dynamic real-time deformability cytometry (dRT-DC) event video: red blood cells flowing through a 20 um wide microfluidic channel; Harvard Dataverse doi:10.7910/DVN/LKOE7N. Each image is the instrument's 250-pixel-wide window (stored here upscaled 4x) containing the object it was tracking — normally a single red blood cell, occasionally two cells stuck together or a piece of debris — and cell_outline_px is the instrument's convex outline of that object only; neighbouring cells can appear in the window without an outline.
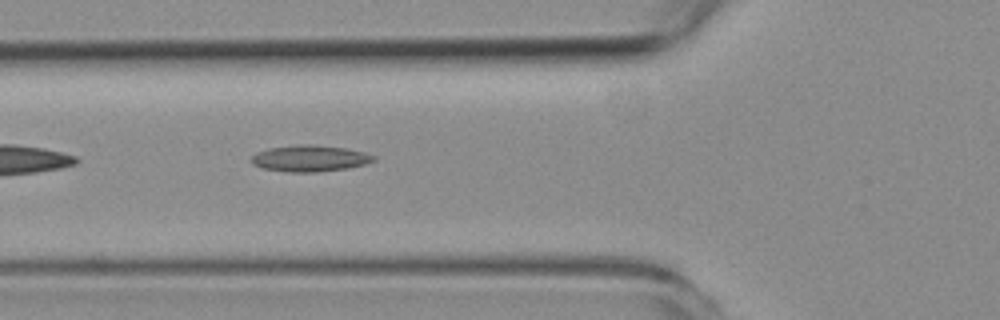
{"species": "common noctule bat (a hibernating species)", "species_latin": "Nyctalus noctula", "temperature_condition": "room temperature", "stored_images_in_passage": 41, "camera_frame_rate_fps": 3000, "um_per_image_px": 0.085, "animal": {"sex": "female", "body_mass_g": 19.3, "forearm_length_mm": 54.1}, "frame": {"image": 1, "passage_image": 5, "time_ms": 1.333, "image_size_px": [1000, 320], "cell_outline_px": [[376, 160], [364, 164], [348, 168], [316, 172], [288, 172], [260, 168], [252, 164], [252, 156], [256, 152], [268, 148], [296, 144], [312, 144], [348, 148], [364, 152], [376, 156]], "centroid_in_image_um": [26.33, 13.45], "position_along_channel_um": 99.5, "area_um2": 19.02}}
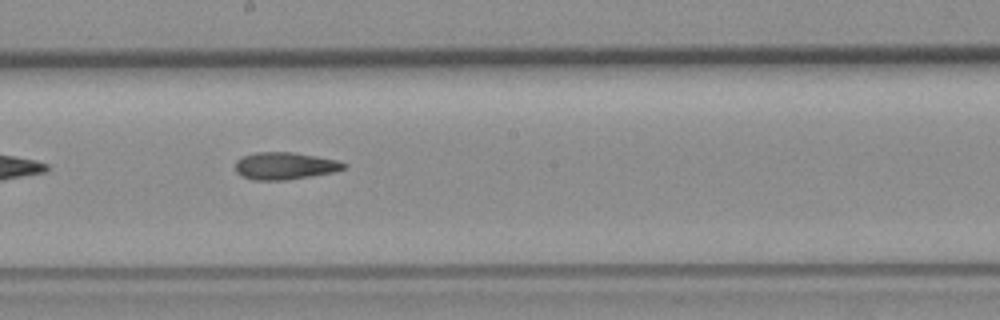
{"frame": {"image": 2, "passage_image": 15, "time_ms": 4.667, "image_size_px": [1000, 320], "cell_outline_px": [[348, 164], [344, 168], [332, 172], [288, 180], [252, 180], [240, 176], [236, 172], [236, 160], [244, 156], [256, 152], [292, 152], [340, 160]], "centroid_in_image_um": [24.2, 14.1], "position_along_channel_um": 224.0, "area_um2": 17.28}}
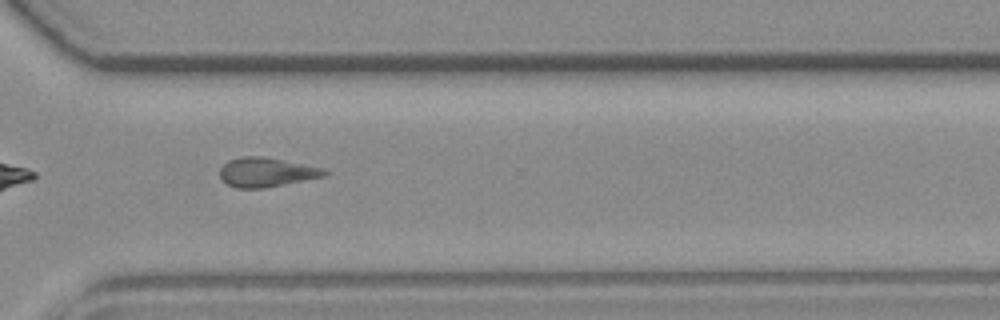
{"frame": {"image": 3, "passage_image": 25, "time_ms": 8.0, "image_size_px": [1000, 320], "cell_outline_px": [[328, 172], [324, 176], [264, 188], [236, 188], [228, 184], [220, 176], [220, 168], [228, 160], [240, 156], [264, 156], [324, 168]], "centroid_in_image_um": [22.62, 14.62], "position_along_channel_um": 348.0, "area_um2": 17.74}, "authors_computed_cell_mechanics": {"area_um2": 17.051, "velocity_mm_per_s": 3.7339, "shape_relaxation_time_tau1_ms": null, "shape_relaxation_time_tau2_ms": 5.4175, "deformation_change_tau1": null, "deformation_change_tau2": 0.1427}}